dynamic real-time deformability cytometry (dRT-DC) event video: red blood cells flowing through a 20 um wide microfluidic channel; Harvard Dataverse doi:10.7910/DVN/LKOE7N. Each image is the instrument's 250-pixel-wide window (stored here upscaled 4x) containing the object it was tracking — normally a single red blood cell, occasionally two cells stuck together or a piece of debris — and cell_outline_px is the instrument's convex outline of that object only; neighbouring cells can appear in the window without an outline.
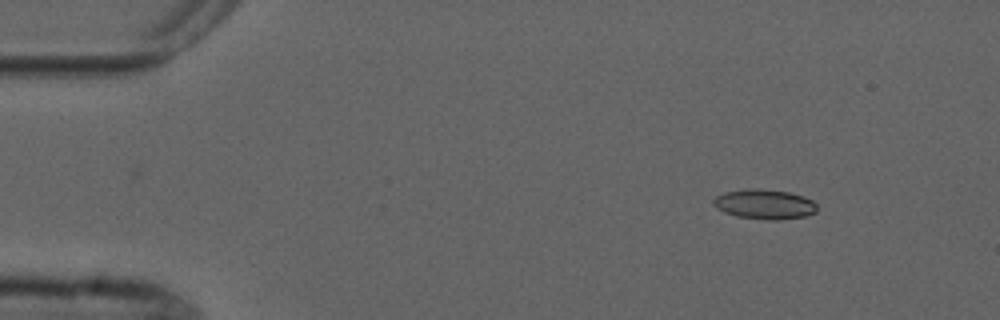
{"species": "common noctule bat (a hibernating species)", "species_latin": "Nyctalus noctula", "temperature_condition": "cold", "stored_images_in_passage": 6, "camera_frame_rate_fps": 3000, "um_per_image_px": 0.085, "animal": {"sex": "male", "forearm_length_mm": 52.5}, "frame": {"image": 1, "passage_image": 1, "time_ms": 0.0, "image_size_px": [1000, 320], "cell_outline_px": [[816, 212], [804, 216], [776, 220], [772, 220], [736, 216], [724, 212], [716, 208], [712, 204], [712, 200], [716, 196], [724, 192], [756, 188], [788, 192], [804, 196], [812, 200], [816, 204]], "centroid_in_image_um": [64.96, 17.36], "position_along_channel_um": 20.0, "area_um2": 17.86}}
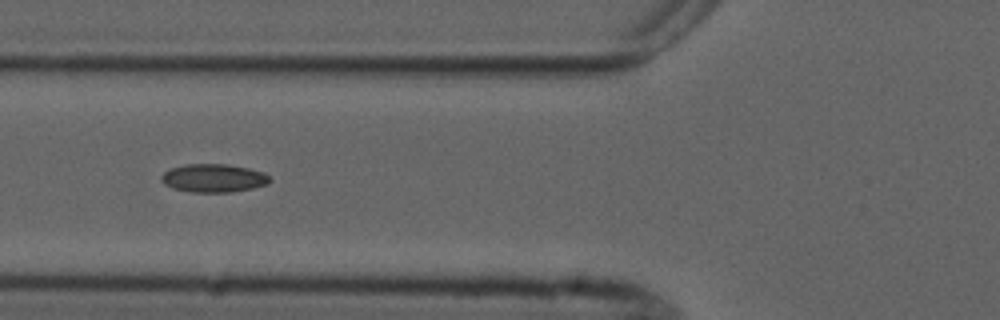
{"frame": {"image": 2, "passage_image": 5, "time_ms": 4.667, "image_size_px": [1000, 320], "cell_outline_px": [[272, 180], [268, 184], [252, 188], [232, 192], [192, 192], [172, 188], [164, 184], [160, 180], [160, 176], [164, 172], [172, 168], [184, 164], [228, 164], [248, 168], [264, 172]], "centroid_in_image_um": [18.15, 15.14], "position_along_channel_um": 107.7, "area_um2": 17.98}}
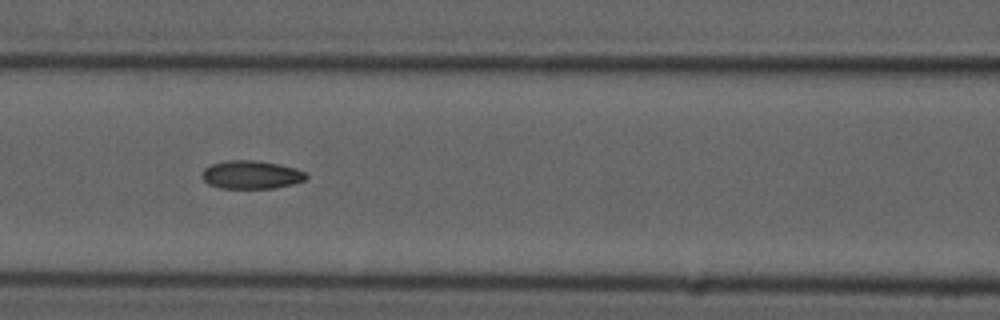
{"frame": {"image": 3, "passage_image": 6, "time_ms": 5.667, "image_size_px": [1000, 320], "cell_outline_px": [[308, 176], [304, 180], [292, 184], [272, 188], [220, 188], [208, 184], [200, 176], [204, 168], [212, 164], [228, 160], [252, 160], [276, 164], [296, 168], [304, 172]], "centroid_in_image_um": [21.31, 14.85], "position_along_channel_um": 145.3, "area_um2": 16.99}}